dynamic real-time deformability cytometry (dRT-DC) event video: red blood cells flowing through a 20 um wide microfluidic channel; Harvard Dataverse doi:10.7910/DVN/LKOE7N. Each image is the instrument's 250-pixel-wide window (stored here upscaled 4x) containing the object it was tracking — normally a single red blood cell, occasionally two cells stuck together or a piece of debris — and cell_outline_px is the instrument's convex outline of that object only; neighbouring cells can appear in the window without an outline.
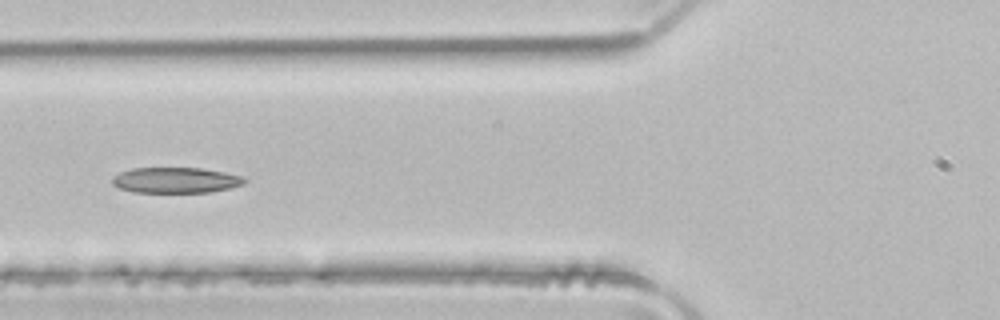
{"species": "common noctule bat (a hibernating species)", "species_latin": "Nyctalus noctula", "temperature_condition": "room temperature", "stored_images_in_passage": 5, "camera_frame_rate_fps": 3000, "um_per_image_px": 0.085, "animal": {"sex": "male", "body_mass_g": 21.5, "forearm_length_mm": 52.0}, "frame": {"image": 1, "passage_image": 5, "time_ms": 1.333, "image_size_px": [1000, 320], "cell_outline_px": [[248, 180], [244, 184], [232, 188], [208, 192], [132, 192], [120, 188], [112, 184], [112, 176], [120, 172], [132, 168], [200, 168], [224, 172], [240, 176]], "centroid_in_image_um": [14.93, 15.32], "position_along_channel_um": 110.9, "area_um2": 19.77}}